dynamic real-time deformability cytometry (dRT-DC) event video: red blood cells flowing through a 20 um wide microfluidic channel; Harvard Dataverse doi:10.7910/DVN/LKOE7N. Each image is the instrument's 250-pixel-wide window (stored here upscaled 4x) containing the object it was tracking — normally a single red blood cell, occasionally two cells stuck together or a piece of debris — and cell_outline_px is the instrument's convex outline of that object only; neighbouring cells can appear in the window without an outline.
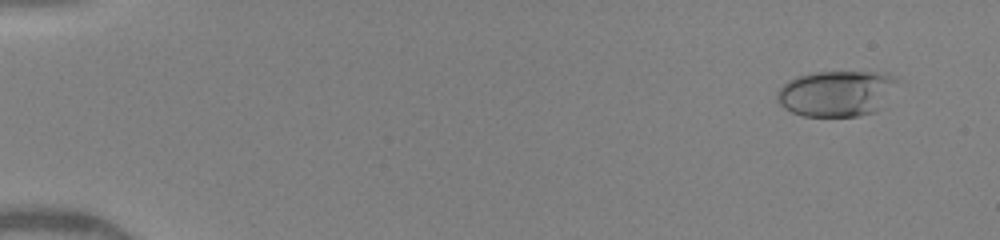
{"species": "human", "species_latin": "Homo sapiens", "temperature_condition": "warm", "stored_images_in_passage": 59, "camera_frame_rate_fps": 3000, "um_per_image_px": 0.085, "donor": {"sex": "female"}, "frame": {"image": 1, "passage_image": 8, "time_ms": 1.0, "image_size_px": [1000, 240], "cell_outline_px": [[904, 80], [876, 112], [860, 116], [804, 116], [792, 112], [784, 108], [776, 100], [776, 92], [788, 80], [796, 76], [812, 72], [888, 72]], "centroid_in_image_um": [71.18, 7.92], "position_along_channel_um": 13.8, "area_um2": 32.95}}
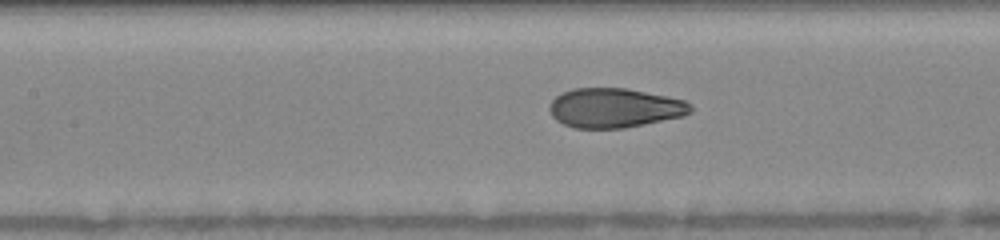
{"frame": {"image": 2, "passage_image": 33, "time_ms": 7.667, "image_size_px": [1000, 240], "cell_outline_px": [[692, 112], [684, 116], [624, 128], [572, 128], [556, 120], [552, 116], [548, 108], [552, 100], [560, 92], [572, 88], [624, 88], [684, 100], [692, 104]], "centroid_in_image_um": [52.21, 9.18], "position_along_channel_um": 155.2, "area_um2": 32.48}}
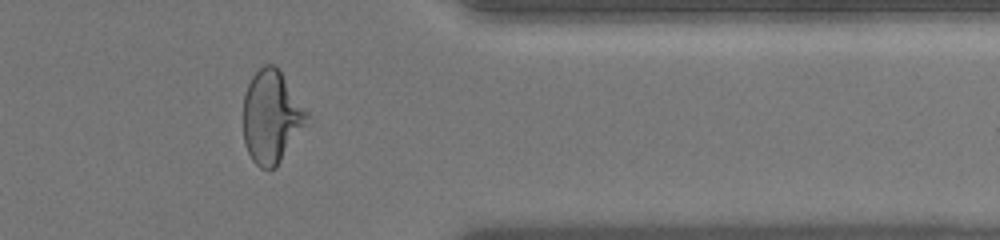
{"frame": {"image": 3, "passage_image": 51, "time_ms": 13.333, "image_size_px": [1000, 240], "cell_outline_px": [[312, 120], [276, 168], [260, 168], [252, 160], [244, 144], [244, 96], [248, 84], [252, 76], [264, 64], [276, 64], [280, 68], [312, 116]], "centroid_in_image_um": [23.15, 9.92], "position_along_channel_um": 388.3, "area_um2": 35.43}, "authors_computed_cell_mechanics": {"area_um2": 32.7726, "velocity_mm_per_s": 4.2736, "shape_relaxation_time_tau1_ms": 4.3645, "shape_relaxation_time_tau2_ms": null, "deformation_change_tau1": 0.1922, "deformation_change_tau2": null}}